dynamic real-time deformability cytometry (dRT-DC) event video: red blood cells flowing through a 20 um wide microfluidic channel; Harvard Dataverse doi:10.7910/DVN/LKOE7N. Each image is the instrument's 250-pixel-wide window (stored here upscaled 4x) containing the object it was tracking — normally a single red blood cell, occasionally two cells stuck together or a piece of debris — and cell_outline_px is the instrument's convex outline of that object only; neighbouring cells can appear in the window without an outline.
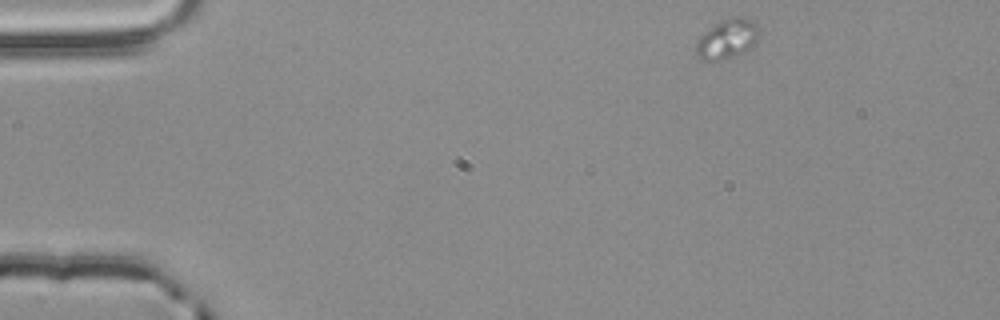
{"species": "common noctule bat (a hibernating species)", "species_latin": "Nyctalus noctula", "temperature_condition": "room temperature", "stored_images_in_passage": 36, "camera_frame_rate_fps": 3000, "um_per_image_px": 0.085, "animal": {"sex": "male", "body_mass_g": 20.4}, "frame": {"image": 1, "passage_image": 1, "time_ms": 0.0, "image_size_px": [1000, 320], "cell_outline_px": [[760, 36], [756, 44], [752, 48], [744, 52], [720, 60], [700, 60], [696, 56], [696, 40], [712, 24], [720, 20], [732, 16], [744, 16], [756, 20], [760, 28]], "centroid_in_image_um": [61.86, 3.26], "position_along_channel_um": 23.1, "area_um2": 15.26}}